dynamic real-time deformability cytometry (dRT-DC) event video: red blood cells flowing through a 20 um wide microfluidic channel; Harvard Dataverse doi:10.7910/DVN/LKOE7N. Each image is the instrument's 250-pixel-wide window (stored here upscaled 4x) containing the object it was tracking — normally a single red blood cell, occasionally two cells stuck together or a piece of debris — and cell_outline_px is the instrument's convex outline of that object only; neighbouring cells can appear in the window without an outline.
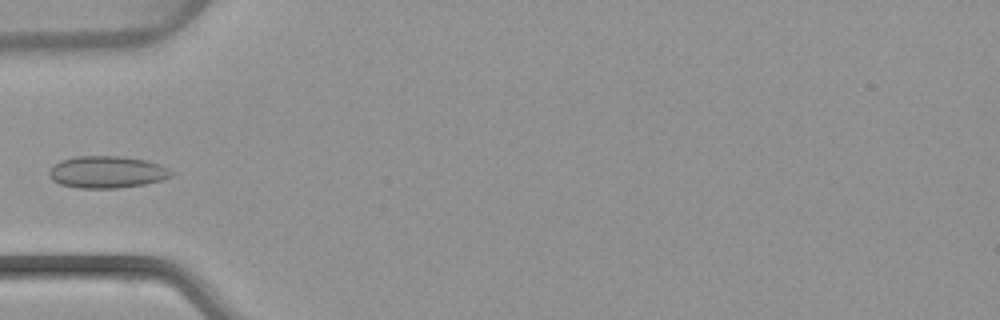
{"species": "common noctule bat (a hibernating species)", "species_latin": "Nyctalus noctula", "temperature_condition": "warm", "stored_images_in_passage": 2, "camera_frame_rate_fps": 3000, "um_per_image_px": 0.085, "animal": {"sex": "female", "body_mass_g": 22.7, "forearm_length_mm": 54.2}, "frame": {"image": 1, "passage_image": 2, "time_ms": 2.0, "image_size_px": [1000, 320], "cell_outline_px": [[176, 172], [172, 176], [160, 180], [144, 184], [116, 188], [80, 188], [60, 184], [52, 180], [48, 176], [48, 172], [52, 164], [60, 160], [72, 156], [120, 156], [144, 160], [160, 164]], "centroid_in_image_um": [9.06, 14.61], "position_along_channel_um": 75.9, "area_um2": 23.0}}